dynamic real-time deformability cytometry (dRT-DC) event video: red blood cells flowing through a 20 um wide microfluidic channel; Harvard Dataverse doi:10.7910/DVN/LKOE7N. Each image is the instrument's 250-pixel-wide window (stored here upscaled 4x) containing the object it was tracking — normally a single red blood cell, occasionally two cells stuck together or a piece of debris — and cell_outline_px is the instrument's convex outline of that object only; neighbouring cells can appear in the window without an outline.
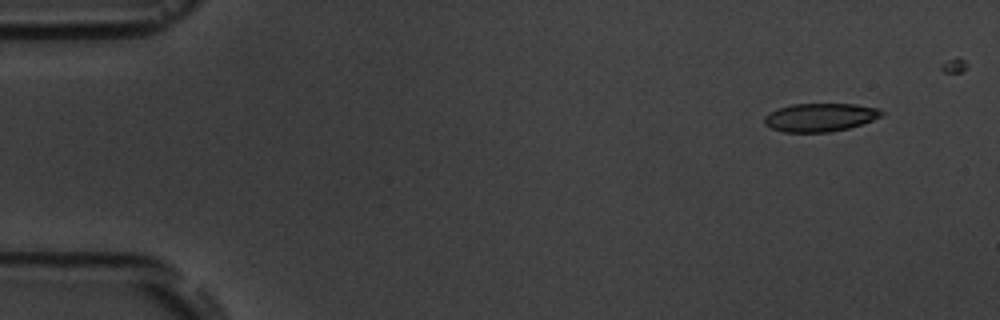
{"species": "common noctule bat (a hibernating species)", "species_latin": "Nyctalus noctula", "temperature_condition": "room temperature", "stored_images_in_passage": 6, "camera_frame_rate_fps": 3000, "um_per_image_px": 0.085, "animal": {"sex": "male", "body_mass_g": 19.5, "forearm_length_mm": 54.6}, "frame": {"image": 1, "passage_image": 2, "time_ms": 1.333, "image_size_px": [1000, 320], "cell_outline_px": [[884, 112], [880, 116], [872, 120], [848, 128], [828, 132], [784, 132], [772, 128], [764, 124], [764, 116], [768, 112], [792, 104], [856, 104], [880, 108]], "centroid_in_image_um": [69.69, 9.97], "position_along_channel_um": 15.3, "area_um2": 19.25}}
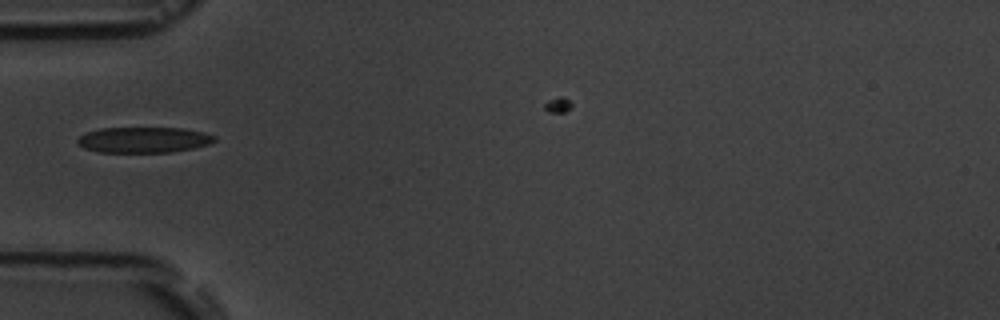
{"frame": {"image": 2, "passage_image": 6, "time_ms": 6.0, "image_size_px": [1000, 320], "cell_outline_px": [[216, 140], [208, 144], [192, 148], [172, 152], [100, 152], [84, 148], [76, 140], [80, 136], [88, 132], [100, 128], [184, 128], [204, 132], [216, 136]], "centroid_in_image_um": [12.24, 11.88], "position_along_channel_um": 72.8, "area_um2": 20.4}}